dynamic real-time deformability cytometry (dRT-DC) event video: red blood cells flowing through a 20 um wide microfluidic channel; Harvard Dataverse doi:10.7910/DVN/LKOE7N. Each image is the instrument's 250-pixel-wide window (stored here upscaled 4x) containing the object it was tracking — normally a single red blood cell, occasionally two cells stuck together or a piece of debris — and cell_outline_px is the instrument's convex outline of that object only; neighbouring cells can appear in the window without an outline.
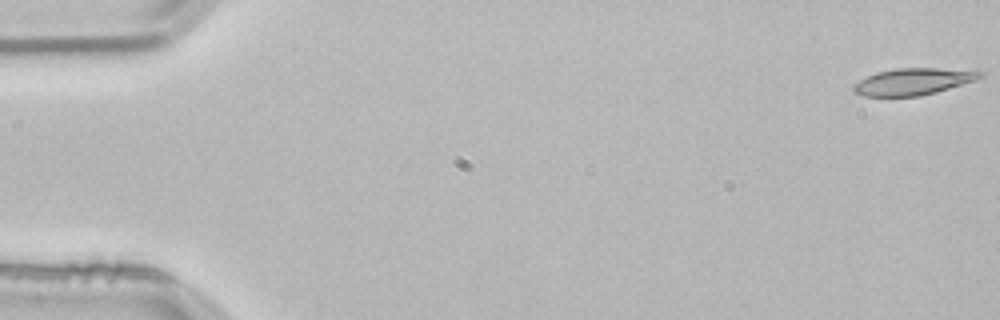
{"species": "common noctule bat (a hibernating species)", "species_latin": "Nyctalus noctula", "temperature_condition": "room temperature", "stored_images_in_passage": 53, "camera_frame_rate_fps": 3000, "um_per_image_px": 0.085, "animal": {"sex": "male", "body_mass_g": 21.5, "forearm_length_mm": 52.0}, "frame": {"image": 1, "passage_image": 1, "time_ms": 0.0, "image_size_px": [1000, 320], "cell_outline_px": [[984, 76], [936, 92], [920, 96], [864, 96], [852, 92], [852, 84], [876, 72], [896, 68], [936, 68], [984, 72]], "centroid_in_image_um": [77.52, 6.94], "position_along_channel_um": 7.5, "area_um2": 19.42}}
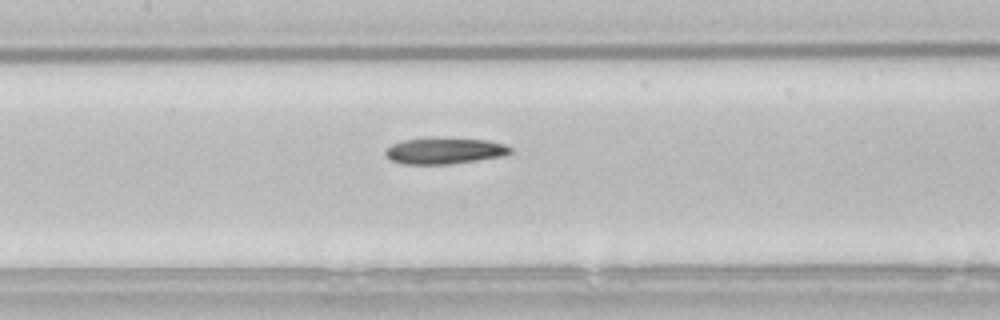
{"frame": {"image": 2, "passage_image": 25, "time_ms": 8.0, "image_size_px": [1000, 320], "cell_outline_px": [[512, 152], [508, 156], [452, 164], [404, 164], [392, 160], [384, 152], [392, 144], [404, 140], [488, 140], [504, 144], [512, 148]], "centroid_in_image_um": [37.88, 12.87], "position_along_channel_um": 169.5, "area_um2": 18.44}}
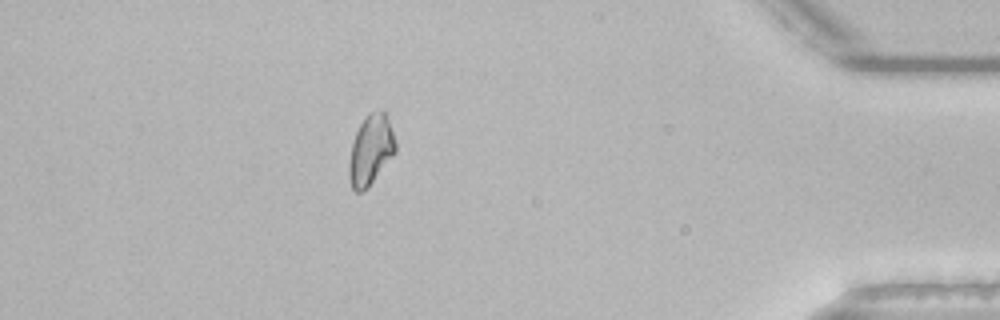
{"frame": {"image": 3, "passage_image": 47, "time_ms": 15.333, "image_size_px": [1000, 320], "cell_outline_px": [[396, 152], [368, 188], [360, 192], [356, 192], [352, 188], [348, 176], [348, 164], [352, 144], [356, 132], [364, 116], [368, 112], [384, 112], [388, 120], [396, 144]], "centroid_in_image_um": [31.49, 12.79], "position_along_channel_um": 403.7, "area_um2": 18.84}, "authors_computed_cell_mechanics": {"area_um2": 19.1896, "velocity_mm_per_s": 3.8424, "shape_relaxation_time_tau1_ms": null, "shape_relaxation_time_tau2_ms": 7.2238, "deformation_change_tau1": null, "deformation_change_tau2": 0.17}}